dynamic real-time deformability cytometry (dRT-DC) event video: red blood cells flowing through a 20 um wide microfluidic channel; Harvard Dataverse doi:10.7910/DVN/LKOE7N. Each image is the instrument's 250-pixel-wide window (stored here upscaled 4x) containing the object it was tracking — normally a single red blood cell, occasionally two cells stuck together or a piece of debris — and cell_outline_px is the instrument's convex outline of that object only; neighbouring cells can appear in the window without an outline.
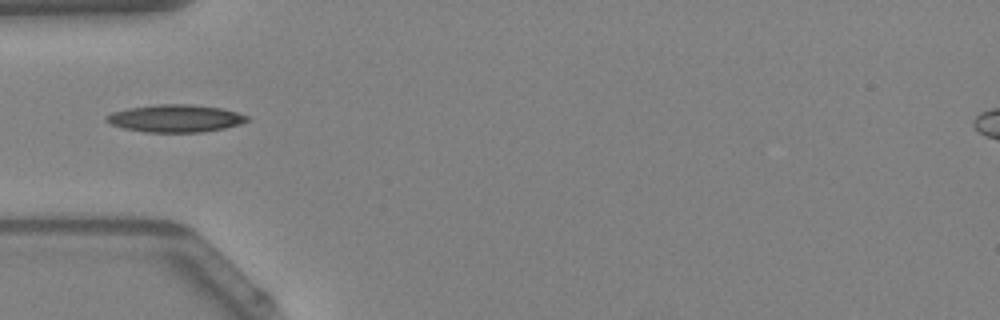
{"species": "Egyptian fruit bat (a non-hibernating species)", "species_latin": "Rousettus aegyptiacus", "temperature_condition": "warm", "stored_images_in_passage": 39, "camera_frame_rate_fps": 3000, "um_per_image_px": 0.085, "animal": {"sex": "female"}, "frame": {"image": 1, "passage_image": 6, "time_ms": 1.667, "image_size_px": [1000, 320], "cell_outline_px": [[248, 120], [240, 124], [224, 128], [204, 132], [144, 132], [124, 128], [112, 124], [104, 120], [104, 116], [112, 112], [128, 108], [156, 104], [192, 104], [220, 108], [236, 112], [248, 116]], "centroid_in_image_um": [14.88, 10.06], "position_along_channel_um": 70.1, "area_um2": 22.54}, "authors_computed_cell_mechanics": {"area_um2": 20.2878, "velocity_mm_per_s": 4.1862, "shape_relaxation_time_tau1_ms": 10.2116, "shape_relaxation_time_tau2_ms": null, "deformation_change_tau1": 0.2481, "deformation_change_tau2": null}}